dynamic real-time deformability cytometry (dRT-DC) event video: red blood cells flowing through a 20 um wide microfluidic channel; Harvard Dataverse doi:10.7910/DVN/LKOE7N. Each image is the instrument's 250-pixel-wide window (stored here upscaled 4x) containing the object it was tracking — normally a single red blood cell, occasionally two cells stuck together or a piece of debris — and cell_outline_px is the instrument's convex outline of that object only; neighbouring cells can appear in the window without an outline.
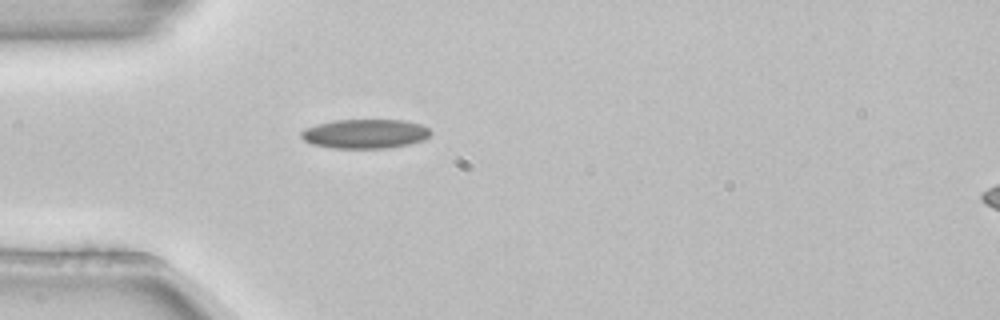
{"species": "common noctule bat (a hibernating species)", "species_latin": "Nyctalus noctula", "temperature_condition": "room temperature", "stored_images_in_passage": 3, "camera_frame_rate_fps": 3000, "um_per_image_px": 0.085, "animal": {"sex": "female", "body_mass_g": 22.7, "forearm_length_mm": 54.2}, "frame": {"image": 1, "passage_image": 3, "time_ms": 0.667, "image_size_px": [1000, 320], "cell_outline_px": [[432, 132], [424, 140], [408, 144], [388, 148], [332, 148], [312, 144], [304, 140], [300, 136], [300, 132], [304, 128], [316, 124], [336, 120], [404, 120], [420, 124], [428, 128]], "centroid_in_image_um": [31.01, 11.37], "position_along_channel_um": 54.0, "area_um2": 22.14}}